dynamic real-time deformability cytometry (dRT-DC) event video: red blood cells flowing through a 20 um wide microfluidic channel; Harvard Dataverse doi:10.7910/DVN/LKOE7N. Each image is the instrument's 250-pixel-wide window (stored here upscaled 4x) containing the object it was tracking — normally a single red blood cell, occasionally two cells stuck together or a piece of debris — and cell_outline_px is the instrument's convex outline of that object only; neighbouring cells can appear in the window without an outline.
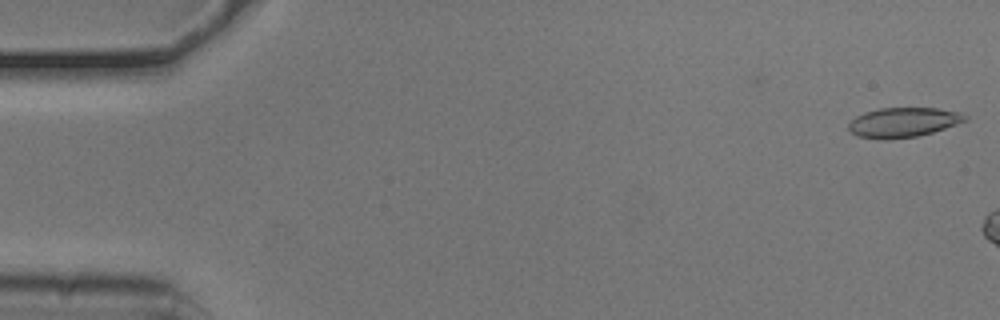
{"species": "common noctule bat (a hibernating species)", "species_latin": "Nyctalus noctula", "temperature_condition": "cold", "stored_images_in_passage": 3, "camera_frame_rate_fps": 3000, "um_per_image_px": 0.085, "animal": {"sex": "male", "body_mass_g": 20.5, "forearm_length_mm": 52.5}, "frame": {"image": 1, "passage_image": 3, "time_ms": 0.667, "image_size_px": [1000, 320], "cell_outline_px": [[968, 120], [932, 132], [916, 136], [880, 140], [860, 136], [852, 132], [848, 128], [848, 124], [856, 116], [864, 112], [880, 108], [936, 108], [960, 112], [968, 116]], "centroid_in_image_um": [76.78, 10.39], "position_along_channel_um": 8.2, "area_um2": 20.0}}